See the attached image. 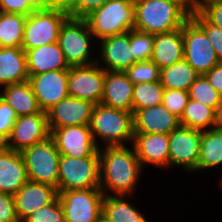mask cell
<instances>
[{
  "label": "cell",
  "instance_id": "6da1fadb",
  "mask_svg": "<svg viewBox=\"0 0 222 222\" xmlns=\"http://www.w3.org/2000/svg\"><path fill=\"white\" fill-rule=\"evenodd\" d=\"M133 150L124 146H106L100 151V190L115 192V196L130 195L137 184L142 167ZM105 185V186H104Z\"/></svg>",
  "mask_w": 222,
  "mask_h": 222
},
{
  "label": "cell",
  "instance_id": "7a4b0ae2",
  "mask_svg": "<svg viewBox=\"0 0 222 222\" xmlns=\"http://www.w3.org/2000/svg\"><path fill=\"white\" fill-rule=\"evenodd\" d=\"M134 29L160 34L183 27L190 16L169 0H134Z\"/></svg>",
  "mask_w": 222,
  "mask_h": 222
},
{
  "label": "cell",
  "instance_id": "3957f363",
  "mask_svg": "<svg viewBox=\"0 0 222 222\" xmlns=\"http://www.w3.org/2000/svg\"><path fill=\"white\" fill-rule=\"evenodd\" d=\"M89 127L97 147V136L107 142L105 146H124L126 140L133 142V113L100 103L94 106Z\"/></svg>",
  "mask_w": 222,
  "mask_h": 222
},
{
  "label": "cell",
  "instance_id": "277c9868",
  "mask_svg": "<svg viewBox=\"0 0 222 222\" xmlns=\"http://www.w3.org/2000/svg\"><path fill=\"white\" fill-rule=\"evenodd\" d=\"M92 35L103 39L134 29V0H109L86 18Z\"/></svg>",
  "mask_w": 222,
  "mask_h": 222
},
{
  "label": "cell",
  "instance_id": "5b68a950",
  "mask_svg": "<svg viewBox=\"0 0 222 222\" xmlns=\"http://www.w3.org/2000/svg\"><path fill=\"white\" fill-rule=\"evenodd\" d=\"M100 189L99 156L74 158L61 155L57 191Z\"/></svg>",
  "mask_w": 222,
  "mask_h": 222
},
{
  "label": "cell",
  "instance_id": "8992f818",
  "mask_svg": "<svg viewBox=\"0 0 222 222\" xmlns=\"http://www.w3.org/2000/svg\"><path fill=\"white\" fill-rule=\"evenodd\" d=\"M21 154L28 180L57 188L61 155L51 137L24 149Z\"/></svg>",
  "mask_w": 222,
  "mask_h": 222
},
{
  "label": "cell",
  "instance_id": "52a82bcc",
  "mask_svg": "<svg viewBox=\"0 0 222 222\" xmlns=\"http://www.w3.org/2000/svg\"><path fill=\"white\" fill-rule=\"evenodd\" d=\"M94 36L84 19L69 17L62 25L58 44L69 67L91 65L90 43Z\"/></svg>",
  "mask_w": 222,
  "mask_h": 222
},
{
  "label": "cell",
  "instance_id": "ba28073f",
  "mask_svg": "<svg viewBox=\"0 0 222 222\" xmlns=\"http://www.w3.org/2000/svg\"><path fill=\"white\" fill-rule=\"evenodd\" d=\"M68 18L61 11L35 10L26 18L21 48L27 51L58 42L61 27Z\"/></svg>",
  "mask_w": 222,
  "mask_h": 222
},
{
  "label": "cell",
  "instance_id": "9c48e42d",
  "mask_svg": "<svg viewBox=\"0 0 222 222\" xmlns=\"http://www.w3.org/2000/svg\"><path fill=\"white\" fill-rule=\"evenodd\" d=\"M184 59L199 75H204L219 61L204 31L189 18L182 27Z\"/></svg>",
  "mask_w": 222,
  "mask_h": 222
},
{
  "label": "cell",
  "instance_id": "30bf717a",
  "mask_svg": "<svg viewBox=\"0 0 222 222\" xmlns=\"http://www.w3.org/2000/svg\"><path fill=\"white\" fill-rule=\"evenodd\" d=\"M66 222H97L102 215L104 194L100 189L58 192Z\"/></svg>",
  "mask_w": 222,
  "mask_h": 222
},
{
  "label": "cell",
  "instance_id": "8fae6325",
  "mask_svg": "<svg viewBox=\"0 0 222 222\" xmlns=\"http://www.w3.org/2000/svg\"><path fill=\"white\" fill-rule=\"evenodd\" d=\"M98 62L68 70V95L100 104L104 92L105 70Z\"/></svg>",
  "mask_w": 222,
  "mask_h": 222
},
{
  "label": "cell",
  "instance_id": "7c38bea8",
  "mask_svg": "<svg viewBox=\"0 0 222 222\" xmlns=\"http://www.w3.org/2000/svg\"><path fill=\"white\" fill-rule=\"evenodd\" d=\"M50 134L46 112L21 116L15 121L4 147L21 153L24 149L47 140Z\"/></svg>",
  "mask_w": 222,
  "mask_h": 222
},
{
  "label": "cell",
  "instance_id": "4fadbf2b",
  "mask_svg": "<svg viewBox=\"0 0 222 222\" xmlns=\"http://www.w3.org/2000/svg\"><path fill=\"white\" fill-rule=\"evenodd\" d=\"M50 132L60 155L74 158L99 156V147L92 138L89 125L50 129Z\"/></svg>",
  "mask_w": 222,
  "mask_h": 222
},
{
  "label": "cell",
  "instance_id": "5bb4252c",
  "mask_svg": "<svg viewBox=\"0 0 222 222\" xmlns=\"http://www.w3.org/2000/svg\"><path fill=\"white\" fill-rule=\"evenodd\" d=\"M201 131L179 126L169 134V165L197 170Z\"/></svg>",
  "mask_w": 222,
  "mask_h": 222
},
{
  "label": "cell",
  "instance_id": "9a60e30c",
  "mask_svg": "<svg viewBox=\"0 0 222 222\" xmlns=\"http://www.w3.org/2000/svg\"><path fill=\"white\" fill-rule=\"evenodd\" d=\"M40 109L44 112L68 97V70L29 75L28 79Z\"/></svg>",
  "mask_w": 222,
  "mask_h": 222
},
{
  "label": "cell",
  "instance_id": "2e32d148",
  "mask_svg": "<svg viewBox=\"0 0 222 222\" xmlns=\"http://www.w3.org/2000/svg\"><path fill=\"white\" fill-rule=\"evenodd\" d=\"M95 104L66 97L46 111L49 129L89 125Z\"/></svg>",
  "mask_w": 222,
  "mask_h": 222
},
{
  "label": "cell",
  "instance_id": "e0dca14e",
  "mask_svg": "<svg viewBox=\"0 0 222 222\" xmlns=\"http://www.w3.org/2000/svg\"><path fill=\"white\" fill-rule=\"evenodd\" d=\"M57 188L28 180L13 196L19 222L58 197Z\"/></svg>",
  "mask_w": 222,
  "mask_h": 222
},
{
  "label": "cell",
  "instance_id": "ac0fdd59",
  "mask_svg": "<svg viewBox=\"0 0 222 222\" xmlns=\"http://www.w3.org/2000/svg\"><path fill=\"white\" fill-rule=\"evenodd\" d=\"M134 133L170 134L180 120L162 104L138 110L133 114Z\"/></svg>",
  "mask_w": 222,
  "mask_h": 222
},
{
  "label": "cell",
  "instance_id": "d6986e66",
  "mask_svg": "<svg viewBox=\"0 0 222 222\" xmlns=\"http://www.w3.org/2000/svg\"><path fill=\"white\" fill-rule=\"evenodd\" d=\"M132 144L142 168L145 163L169 167V134L134 133Z\"/></svg>",
  "mask_w": 222,
  "mask_h": 222
},
{
  "label": "cell",
  "instance_id": "ffe728a7",
  "mask_svg": "<svg viewBox=\"0 0 222 222\" xmlns=\"http://www.w3.org/2000/svg\"><path fill=\"white\" fill-rule=\"evenodd\" d=\"M101 56L105 71L125 72L136 63L130 46V30L101 39Z\"/></svg>",
  "mask_w": 222,
  "mask_h": 222
},
{
  "label": "cell",
  "instance_id": "44dd1931",
  "mask_svg": "<svg viewBox=\"0 0 222 222\" xmlns=\"http://www.w3.org/2000/svg\"><path fill=\"white\" fill-rule=\"evenodd\" d=\"M134 84L125 72L105 71L101 104L133 113Z\"/></svg>",
  "mask_w": 222,
  "mask_h": 222
},
{
  "label": "cell",
  "instance_id": "7402d4cb",
  "mask_svg": "<svg viewBox=\"0 0 222 222\" xmlns=\"http://www.w3.org/2000/svg\"><path fill=\"white\" fill-rule=\"evenodd\" d=\"M27 181L22 154L3 146L0 149V192L14 195Z\"/></svg>",
  "mask_w": 222,
  "mask_h": 222
},
{
  "label": "cell",
  "instance_id": "603a6c76",
  "mask_svg": "<svg viewBox=\"0 0 222 222\" xmlns=\"http://www.w3.org/2000/svg\"><path fill=\"white\" fill-rule=\"evenodd\" d=\"M27 71L29 75L48 71L69 70L58 42L46 44L25 51Z\"/></svg>",
  "mask_w": 222,
  "mask_h": 222
},
{
  "label": "cell",
  "instance_id": "cb8c5ba5",
  "mask_svg": "<svg viewBox=\"0 0 222 222\" xmlns=\"http://www.w3.org/2000/svg\"><path fill=\"white\" fill-rule=\"evenodd\" d=\"M184 59L182 28L154 35L151 60L160 68L170 67Z\"/></svg>",
  "mask_w": 222,
  "mask_h": 222
},
{
  "label": "cell",
  "instance_id": "d4e9b609",
  "mask_svg": "<svg viewBox=\"0 0 222 222\" xmlns=\"http://www.w3.org/2000/svg\"><path fill=\"white\" fill-rule=\"evenodd\" d=\"M26 54L22 48L0 47V85L28 81Z\"/></svg>",
  "mask_w": 222,
  "mask_h": 222
},
{
  "label": "cell",
  "instance_id": "484cf974",
  "mask_svg": "<svg viewBox=\"0 0 222 222\" xmlns=\"http://www.w3.org/2000/svg\"><path fill=\"white\" fill-rule=\"evenodd\" d=\"M0 97L14 109L17 117L40 113L37 98L29 81L4 86Z\"/></svg>",
  "mask_w": 222,
  "mask_h": 222
},
{
  "label": "cell",
  "instance_id": "4316f807",
  "mask_svg": "<svg viewBox=\"0 0 222 222\" xmlns=\"http://www.w3.org/2000/svg\"><path fill=\"white\" fill-rule=\"evenodd\" d=\"M198 76L199 74L185 59L160 69V83L164 89L189 91Z\"/></svg>",
  "mask_w": 222,
  "mask_h": 222
},
{
  "label": "cell",
  "instance_id": "83f0119b",
  "mask_svg": "<svg viewBox=\"0 0 222 222\" xmlns=\"http://www.w3.org/2000/svg\"><path fill=\"white\" fill-rule=\"evenodd\" d=\"M222 164V131L211 128L201 131L197 170Z\"/></svg>",
  "mask_w": 222,
  "mask_h": 222
},
{
  "label": "cell",
  "instance_id": "f1b7e54d",
  "mask_svg": "<svg viewBox=\"0 0 222 222\" xmlns=\"http://www.w3.org/2000/svg\"><path fill=\"white\" fill-rule=\"evenodd\" d=\"M122 198L124 196L105 194L102 202V215L111 222H147L135 207Z\"/></svg>",
  "mask_w": 222,
  "mask_h": 222
},
{
  "label": "cell",
  "instance_id": "f546056e",
  "mask_svg": "<svg viewBox=\"0 0 222 222\" xmlns=\"http://www.w3.org/2000/svg\"><path fill=\"white\" fill-rule=\"evenodd\" d=\"M26 18L22 14L3 12L0 18V47H22Z\"/></svg>",
  "mask_w": 222,
  "mask_h": 222
},
{
  "label": "cell",
  "instance_id": "4dcf8cb0",
  "mask_svg": "<svg viewBox=\"0 0 222 222\" xmlns=\"http://www.w3.org/2000/svg\"><path fill=\"white\" fill-rule=\"evenodd\" d=\"M180 125L199 131L214 125V109L189 99L181 116Z\"/></svg>",
  "mask_w": 222,
  "mask_h": 222
},
{
  "label": "cell",
  "instance_id": "1f68e13d",
  "mask_svg": "<svg viewBox=\"0 0 222 222\" xmlns=\"http://www.w3.org/2000/svg\"><path fill=\"white\" fill-rule=\"evenodd\" d=\"M164 87L160 81L134 84L133 114L148 107L162 104Z\"/></svg>",
  "mask_w": 222,
  "mask_h": 222
},
{
  "label": "cell",
  "instance_id": "d6a6232c",
  "mask_svg": "<svg viewBox=\"0 0 222 222\" xmlns=\"http://www.w3.org/2000/svg\"><path fill=\"white\" fill-rule=\"evenodd\" d=\"M189 99L200 102L213 109L219 104L221 95L214 89L204 75H199L190 86Z\"/></svg>",
  "mask_w": 222,
  "mask_h": 222
},
{
  "label": "cell",
  "instance_id": "836d02e7",
  "mask_svg": "<svg viewBox=\"0 0 222 222\" xmlns=\"http://www.w3.org/2000/svg\"><path fill=\"white\" fill-rule=\"evenodd\" d=\"M130 46L136 62L150 61L154 47V35L131 29Z\"/></svg>",
  "mask_w": 222,
  "mask_h": 222
},
{
  "label": "cell",
  "instance_id": "e575fe53",
  "mask_svg": "<svg viewBox=\"0 0 222 222\" xmlns=\"http://www.w3.org/2000/svg\"><path fill=\"white\" fill-rule=\"evenodd\" d=\"M125 73L133 84L160 81V68L152 60L136 62Z\"/></svg>",
  "mask_w": 222,
  "mask_h": 222
},
{
  "label": "cell",
  "instance_id": "d590c367",
  "mask_svg": "<svg viewBox=\"0 0 222 222\" xmlns=\"http://www.w3.org/2000/svg\"><path fill=\"white\" fill-rule=\"evenodd\" d=\"M22 222H66L59 197L28 215Z\"/></svg>",
  "mask_w": 222,
  "mask_h": 222
},
{
  "label": "cell",
  "instance_id": "8d00e7d4",
  "mask_svg": "<svg viewBox=\"0 0 222 222\" xmlns=\"http://www.w3.org/2000/svg\"><path fill=\"white\" fill-rule=\"evenodd\" d=\"M190 18L204 31L215 49L219 63H222V29L208 22L198 11Z\"/></svg>",
  "mask_w": 222,
  "mask_h": 222
},
{
  "label": "cell",
  "instance_id": "74e56055",
  "mask_svg": "<svg viewBox=\"0 0 222 222\" xmlns=\"http://www.w3.org/2000/svg\"><path fill=\"white\" fill-rule=\"evenodd\" d=\"M188 100V91L178 89H164L162 105L180 119Z\"/></svg>",
  "mask_w": 222,
  "mask_h": 222
},
{
  "label": "cell",
  "instance_id": "f35d334b",
  "mask_svg": "<svg viewBox=\"0 0 222 222\" xmlns=\"http://www.w3.org/2000/svg\"><path fill=\"white\" fill-rule=\"evenodd\" d=\"M17 118L14 109L0 97V141L3 143L9 138Z\"/></svg>",
  "mask_w": 222,
  "mask_h": 222
},
{
  "label": "cell",
  "instance_id": "ab89813d",
  "mask_svg": "<svg viewBox=\"0 0 222 222\" xmlns=\"http://www.w3.org/2000/svg\"><path fill=\"white\" fill-rule=\"evenodd\" d=\"M0 8L4 13L30 15L38 8L31 0H0Z\"/></svg>",
  "mask_w": 222,
  "mask_h": 222
},
{
  "label": "cell",
  "instance_id": "60d3db41",
  "mask_svg": "<svg viewBox=\"0 0 222 222\" xmlns=\"http://www.w3.org/2000/svg\"><path fill=\"white\" fill-rule=\"evenodd\" d=\"M109 0H76L69 17L84 19L93 11L102 7Z\"/></svg>",
  "mask_w": 222,
  "mask_h": 222
},
{
  "label": "cell",
  "instance_id": "b9f144b4",
  "mask_svg": "<svg viewBox=\"0 0 222 222\" xmlns=\"http://www.w3.org/2000/svg\"><path fill=\"white\" fill-rule=\"evenodd\" d=\"M198 12L211 24L222 29V2L197 4Z\"/></svg>",
  "mask_w": 222,
  "mask_h": 222
},
{
  "label": "cell",
  "instance_id": "7bdbcfd3",
  "mask_svg": "<svg viewBox=\"0 0 222 222\" xmlns=\"http://www.w3.org/2000/svg\"><path fill=\"white\" fill-rule=\"evenodd\" d=\"M0 220L2 222H19L13 195L0 192Z\"/></svg>",
  "mask_w": 222,
  "mask_h": 222
},
{
  "label": "cell",
  "instance_id": "ee69618b",
  "mask_svg": "<svg viewBox=\"0 0 222 222\" xmlns=\"http://www.w3.org/2000/svg\"><path fill=\"white\" fill-rule=\"evenodd\" d=\"M75 1L76 0H43V9L61 11L69 15L74 8Z\"/></svg>",
  "mask_w": 222,
  "mask_h": 222
},
{
  "label": "cell",
  "instance_id": "f6af8a7d",
  "mask_svg": "<svg viewBox=\"0 0 222 222\" xmlns=\"http://www.w3.org/2000/svg\"><path fill=\"white\" fill-rule=\"evenodd\" d=\"M210 85L222 96V63H218L204 74Z\"/></svg>",
  "mask_w": 222,
  "mask_h": 222
},
{
  "label": "cell",
  "instance_id": "bcb514c9",
  "mask_svg": "<svg viewBox=\"0 0 222 222\" xmlns=\"http://www.w3.org/2000/svg\"><path fill=\"white\" fill-rule=\"evenodd\" d=\"M178 4L189 16L198 11L197 0H169Z\"/></svg>",
  "mask_w": 222,
  "mask_h": 222
},
{
  "label": "cell",
  "instance_id": "7dc6e473",
  "mask_svg": "<svg viewBox=\"0 0 222 222\" xmlns=\"http://www.w3.org/2000/svg\"><path fill=\"white\" fill-rule=\"evenodd\" d=\"M214 129L222 131V97L219 104L214 109Z\"/></svg>",
  "mask_w": 222,
  "mask_h": 222
},
{
  "label": "cell",
  "instance_id": "c3c4849f",
  "mask_svg": "<svg viewBox=\"0 0 222 222\" xmlns=\"http://www.w3.org/2000/svg\"><path fill=\"white\" fill-rule=\"evenodd\" d=\"M31 2H32L38 9H43V0H31Z\"/></svg>",
  "mask_w": 222,
  "mask_h": 222
},
{
  "label": "cell",
  "instance_id": "681fc988",
  "mask_svg": "<svg viewBox=\"0 0 222 222\" xmlns=\"http://www.w3.org/2000/svg\"><path fill=\"white\" fill-rule=\"evenodd\" d=\"M212 2H222V0H197V4H206Z\"/></svg>",
  "mask_w": 222,
  "mask_h": 222
},
{
  "label": "cell",
  "instance_id": "f907efd6",
  "mask_svg": "<svg viewBox=\"0 0 222 222\" xmlns=\"http://www.w3.org/2000/svg\"><path fill=\"white\" fill-rule=\"evenodd\" d=\"M97 222H111V221H109L106 217H104L103 215H101V216L99 217V219L97 220Z\"/></svg>",
  "mask_w": 222,
  "mask_h": 222
},
{
  "label": "cell",
  "instance_id": "816d5d0a",
  "mask_svg": "<svg viewBox=\"0 0 222 222\" xmlns=\"http://www.w3.org/2000/svg\"><path fill=\"white\" fill-rule=\"evenodd\" d=\"M4 146V143L0 141V149Z\"/></svg>",
  "mask_w": 222,
  "mask_h": 222
},
{
  "label": "cell",
  "instance_id": "f5cc1de1",
  "mask_svg": "<svg viewBox=\"0 0 222 222\" xmlns=\"http://www.w3.org/2000/svg\"><path fill=\"white\" fill-rule=\"evenodd\" d=\"M2 14H3V11H2V9L0 8V18H1V16H2Z\"/></svg>",
  "mask_w": 222,
  "mask_h": 222
}]
</instances>
